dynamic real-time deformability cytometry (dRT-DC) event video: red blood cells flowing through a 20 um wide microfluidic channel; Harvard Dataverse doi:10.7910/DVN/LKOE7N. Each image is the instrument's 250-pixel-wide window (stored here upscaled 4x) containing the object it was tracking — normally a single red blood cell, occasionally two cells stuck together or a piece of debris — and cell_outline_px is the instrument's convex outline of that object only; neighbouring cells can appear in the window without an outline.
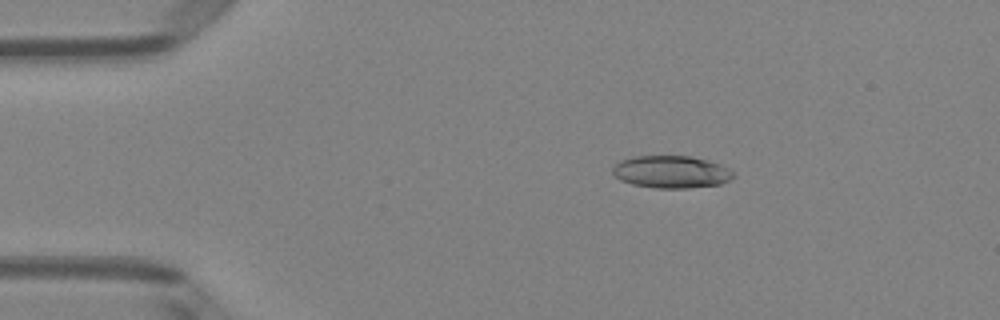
{"species": "Egyptian fruit bat (a non-hibernating species)", "species_latin": "Rousettus aegyptiacus", "temperature_condition": "room temperature", "stored_images_in_passage": 43, "camera_frame_rate_fps": 3000, "um_per_image_px": 0.085, "animal": {"sex": "female"}, "frame": {"image": 1, "passage_image": 1, "time_ms": 0.0, "image_size_px": [1000, 320], "cell_outline_px": [[736, 176], [720, 184], [688, 188], [652, 188], [632, 184], [620, 180], [612, 172], [612, 168], [620, 160], [636, 156], [692, 156], [708, 160], [720, 164], [732, 172]], "centroid_in_image_um": [57.04, 14.61], "position_along_channel_um": 28.0, "area_um2": 22.77}}
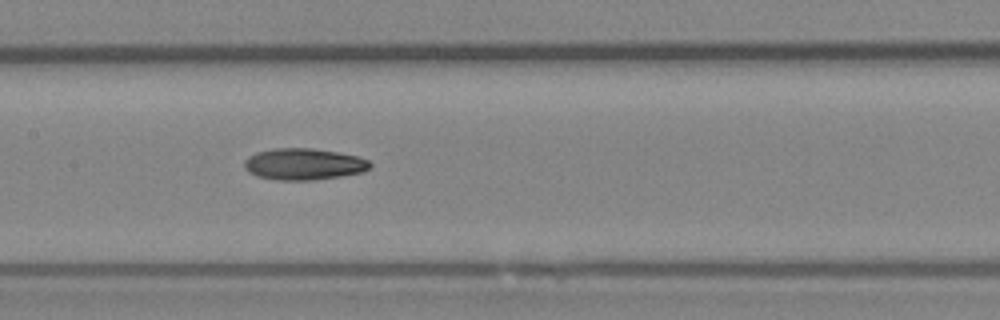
{"frame": {"image": 2, "passage_image": 17, "time_ms": 5.333, "image_size_px": [1000, 320], "cell_outline_px": [[372, 164], [364, 172], [340, 176], [312, 180], [276, 180], [256, 176], [248, 172], [244, 168], [244, 160], [248, 156], [256, 152], [276, 148], [312, 148], [336, 152], [356, 156], [368, 160]], "centroid_in_image_um": [25.78, 13.95], "position_along_channel_um": 181.6, "area_um2": 23.12}}
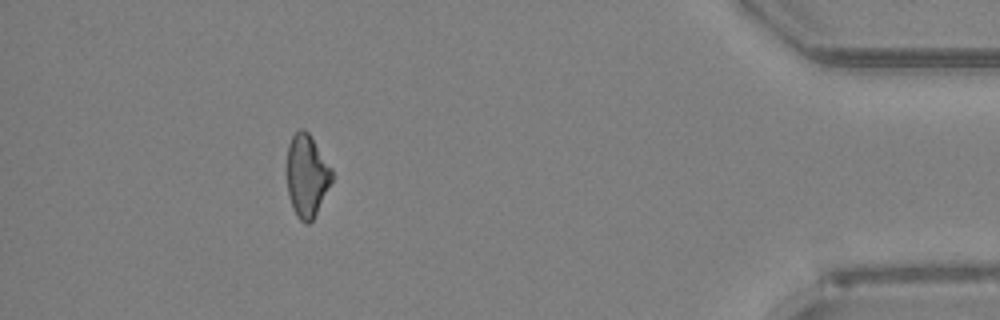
{"frame": {"image": 3, "passage_image": 38, "time_ms": 12.333, "image_size_px": [1000, 320], "cell_outline_px": [[332, 180], [312, 220], [308, 224], [304, 224], [296, 216], [292, 208], [288, 196], [288, 144], [292, 136], [300, 128], [304, 128], [308, 132], [332, 168]], "centroid_in_image_um": [26.07, 14.93], "position_along_channel_um": 409.1, "area_um2": 21.33}, "authors_computed_cell_mechanics": {"area_um2": 22.4264, "velocity_mm_per_s": 4.0094, "shape_relaxation_time_tau1_ms": 5.2927, "shape_relaxation_time_tau2_ms": null, "deformation_change_tau1": 0.1329, "deformation_change_tau2": null}}